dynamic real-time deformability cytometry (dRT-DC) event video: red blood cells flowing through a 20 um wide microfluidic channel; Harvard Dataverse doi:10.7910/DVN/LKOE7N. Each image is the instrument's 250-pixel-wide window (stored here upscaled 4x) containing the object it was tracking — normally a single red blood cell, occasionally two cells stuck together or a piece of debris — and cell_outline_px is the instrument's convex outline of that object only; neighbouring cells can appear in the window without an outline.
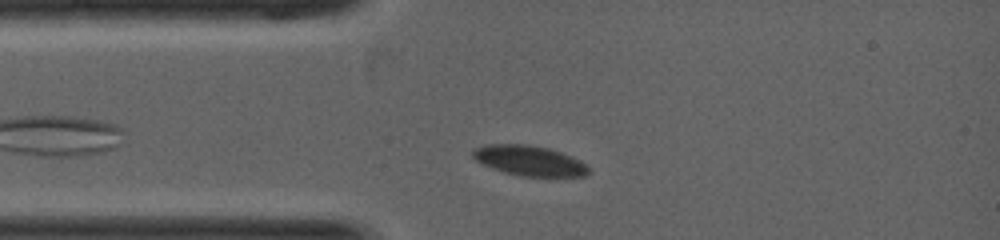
{"species": "common noctule bat (a hibernating species)", "species_latin": "Nyctalus noctula", "temperature_condition": "warm", "stored_images_in_passage": 38, "camera_frame_rate_fps": 5000, "um_per_image_px": 0.085, "animal": {"sex": "female", "body_mass_g": 19.0, "forearm_length_mm": 53.3}, "frame": {"image": 1, "passage_image": 3, "time_ms": 0.6, "image_size_px": [1000, 240], "cell_outline_px": [[588, 172], [584, 176], [520, 176], [504, 172], [492, 168], [476, 160], [472, 156], [472, 152], [476, 148], [484, 144], [528, 144], [548, 148], [572, 156], [580, 160], [588, 168]], "centroid_in_image_um": [44.97, 13.64], "position_along_channel_um": 40.0, "area_um2": 20.17}}
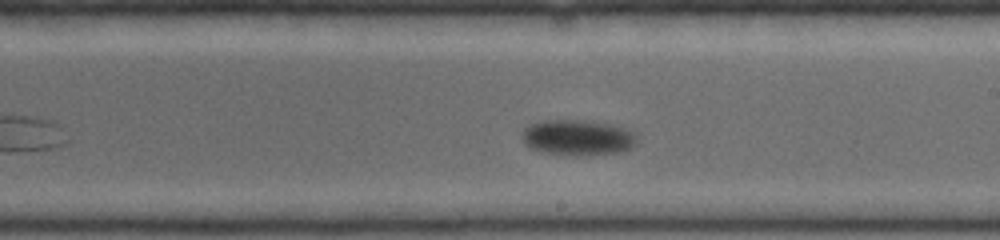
{"frame": {"image": 2, "passage_image": 19, "time_ms": 3.4, "image_size_px": [1000, 240], "cell_outline_px": [[636, 144], [620, 152], [580, 156], [540, 152], [528, 148], [524, 144], [520, 136], [520, 132], [528, 124], [540, 120], [592, 120], [612, 124], [624, 128], [632, 132], [636, 136]], "centroid_in_image_um": [49.01, 11.68], "position_along_channel_um": 240.0, "area_um2": 24.39}}
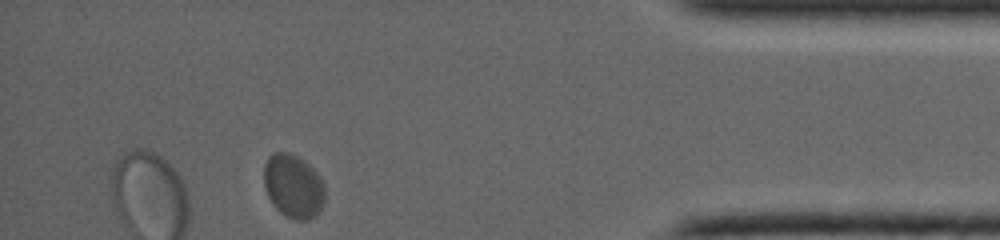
{"frame": {"image": 3, "passage_image": 37, "time_ms": 6.2, "image_size_px": [1000, 240], "cell_outline_px": [[324, 204], [308, 220], [296, 220], [280, 212], [272, 204], [264, 188], [264, 164], [268, 156], [272, 152], [288, 152], [304, 160], [320, 176], [324, 184]], "centroid_in_image_um": [24.91, 15.8], "position_along_channel_um": 410.3, "area_um2": 22.6}}